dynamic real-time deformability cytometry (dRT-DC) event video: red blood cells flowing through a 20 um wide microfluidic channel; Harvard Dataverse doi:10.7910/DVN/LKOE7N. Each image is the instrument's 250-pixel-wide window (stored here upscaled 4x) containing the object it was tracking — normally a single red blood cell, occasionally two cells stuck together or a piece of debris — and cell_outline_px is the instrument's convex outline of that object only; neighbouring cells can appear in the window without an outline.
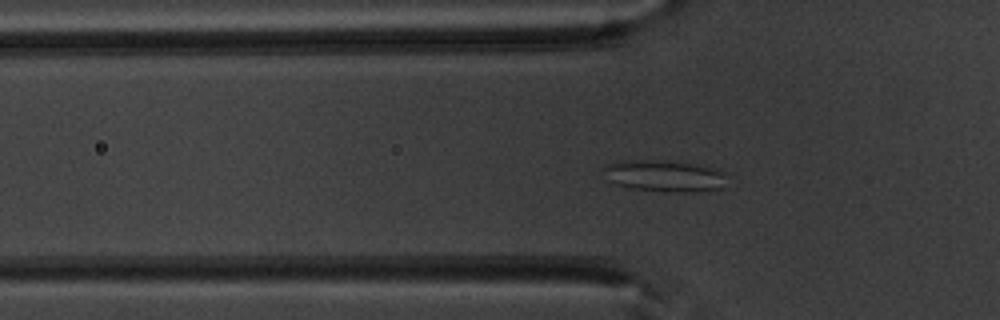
{"species": "common noctule bat (a hibernating species)", "species_latin": "Nyctalus noctula", "temperature_condition": "warm", "stored_images_in_passage": 40, "segment_of_instrument_passage": [1, 2], "camera_frame_rate_fps": 3000, "um_per_image_px": 0.085, "animal": {"sex": "male", "body_mass_g": 20.1, "forearm_length_mm": 53.5}, "frame": {"image": 1, "passage_image": 5, "time_ms": 1.333, "image_size_px": [1000, 320], "cell_outline_px": [[728, 176], [720, 188], [696, 192], [664, 192], [628, 188], [616, 184], [608, 180], [604, 168], [604, 164], [624, 160], [652, 160], [688, 164], [716, 168], [724, 172]], "centroid_in_image_um": [56.46, 14.97], "position_along_channel_um": 69.3, "area_um2": 22.6}}
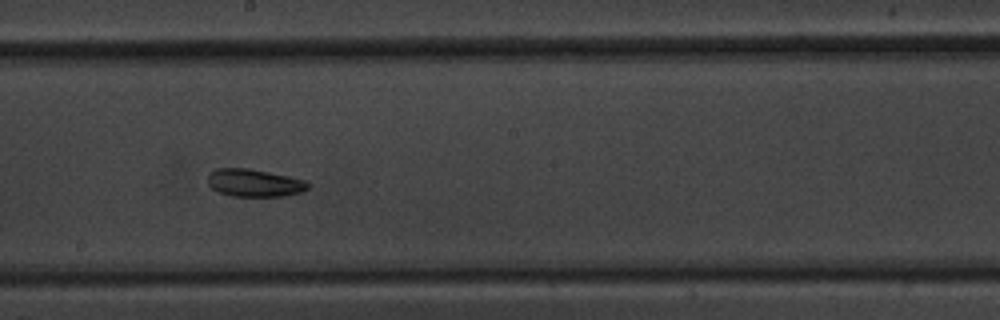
{"frame": {"image": 2, "passage_image": 17, "time_ms": 5.333, "image_size_px": [1000, 320], "cell_outline_px": [[312, 184], [308, 188], [300, 192], [284, 196], [232, 196], [220, 192], [212, 188], [208, 184], [208, 172], [216, 168], [248, 168], [288, 176], [304, 180]], "centroid_in_image_um": [21.6, 15.54], "position_along_channel_um": 226.6, "area_um2": 16.13}}
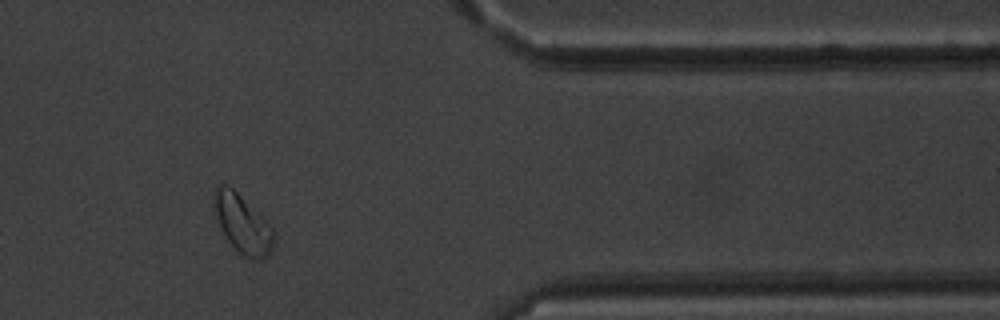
{"frame": {"image": 3, "passage_image": 31, "time_ms": 10.0, "image_size_px": [1000, 320], "cell_outline_px": [[276, 236], [272, 248], [268, 256], [260, 260], [252, 260], [236, 252], [232, 248], [224, 236], [216, 220], [212, 208], [212, 192], [216, 184], [228, 184], [264, 216], [272, 224], [276, 232]], "centroid_in_image_um": [20.6, 19.02], "position_along_channel_um": 390.8, "area_um2": 21.68}}